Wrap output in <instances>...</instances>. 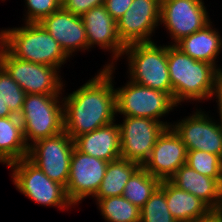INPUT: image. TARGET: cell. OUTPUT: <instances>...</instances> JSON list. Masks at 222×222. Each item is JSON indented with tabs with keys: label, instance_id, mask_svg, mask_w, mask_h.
I'll return each instance as SVG.
<instances>
[{
	"label": "cell",
	"instance_id": "obj_1",
	"mask_svg": "<svg viewBox=\"0 0 222 222\" xmlns=\"http://www.w3.org/2000/svg\"><path fill=\"white\" fill-rule=\"evenodd\" d=\"M116 67L106 66L97 70L95 76L71 93L65 92L64 85V131L73 140L116 121Z\"/></svg>",
	"mask_w": 222,
	"mask_h": 222
},
{
	"label": "cell",
	"instance_id": "obj_2",
	"mask_svg": "<svg viewBox=\"0 0 222 222\" xmlns=\"http://www.w3.org/2000/svg\"><path fill=\"white\" fill-rule=\"evenodd\" d=\"M167 60L172 98L175 104H197L211 101L212 91L221 72L212 64L196 61L175 45H167ZM180 105V106H179Z\"/></svg>",
	"mask_w": 222,
	"mask_h": 222
},
{
	"label": "cell",
	"instance_id": "obj_3",
	"mask_svg": "<svg viewBox=\"0 0 222 222\" xmlns=\"http://www.w3.org/2000/svg\"><path fill=\"white\" fill-rule=\"evenodd\" d=\"M2 45L16 58L58 68L70 57L39 23L23 22L19 27L0 29Z\"/></svg>",
	"mask_w": 222,
	"mask_h": 222
},
{
	"label": "cell",
	"instance_id": "obj_4",
	"mask_svg": "<svg viewBox=\"0 0 222 222\" xmlns=\"http://www.w3.org/2000/svg\"><path fill=\"white\" fill-rule=\"evenodd\" d=\"M159 41L126 45L122 58L127 61V79L139 85L168 93L172 85L168 70L167 44Z\"/></svg>",
	"mask_w": 222,
	"mask_h": 222
},
{
	"label": "cell",
	"instance_id": "obj_5",
	"mask_svg": "<svg viewBox=\"0 0 222 222\" xmlns=\"http://www.w3.org/2000/svg\"><path fill=\"white\" fill-rule=\"evenodd\" d=\"M63 94H26L19 119L28 147L64 131Z\"/></svg>",
	"mask_w": 222,
	"mask_h": 222
},
{
	"label": "cell",
	"instance_id": "obj_6",
	"mask_svg": "<svg viewBox=\"0 0 222 222\" xmlns=\"http://www.w3.org/2000/svg\"><path fill=\"white\" fill-rule=\"evenodd\" d=\"M7 167L11 169L10 176L16 190L35 204L57 207L62 212L75 210L67 197L65 187L51 180L28 158L20 159Z\"/></svg>",
	"mask_w": 222,
	"mask_h": 222
},
{
	"label": "cell",
	"instance_id": "obj_7",
	"mask_svg": "<svg viewBox=\"0 0 222 222\" xmlns=\"http://www.w3.org/2000/svg\"><path fill=\"white\" fill-rule=\"evenodd\" d=\"M120 87H116L117 116L143 117L171 126L169 120H164L170 112L176 111L178 106L173 98L165 92L154 90L127 80ZM176 107V108H175Z\"/></svg>",
	"mask_w": 222,
	"mask_h": 222
},
{
	"label": "cell",
	"instance_id": "obj_8",
	"mask_svg": "<svg viewBox=\"0 0 222 222\" xmlns=\"http://www.w3.org/2000/svg\"><path fill=\"white\" fill-rule=\"evenodd\" d=\"M0 65L26 94H63L66 81L58 68L20 60L3 45L0 48Z\"/></svg>",
	"mask_w": 222,
	"mask_h": 222
},
{
	"label": "cell",
	"instance_id": "obj_9",
	"mask_svg": "<svg viewBox=\"0 0 222 222\" xmlns=\"http://www.w3.org/2000/svg\"><path fill=\"white\" fill-rule=\"evenodd\" d=\"M204 0H161L160 24L175 45L182 38L203 29L212 19Z\"/></svg>",
	"mask_w": 222,
	"mask_h": 222
},
{
	"label": "cell",
	"instance_id": "obj_10",
	"mask_svg": "<svg viewBox=\"0 0 222 222\" xmlns=\"http://www.w3.org/2000/svg\"><path fill=\"white\" fill-rule=\"evenodd\" d=\"M202 107L171 123V128L185 144L187 151H206L222 158V127L215 117Z\"/></svg>",
	"mask_w": 222,
	"mask_h": 222
},
{
	"label": "cell",
	"instance_id": "obj_11",
	"mask_svg": "<svg viewBox=\"0 0 222 222\" xmlns=\"http://www.w3.org/2000/svg\"><path fill=\"white\" fill-rule=\"evenodd\" d=\"M74 140L62 131L29 146L27 158L51 180L67 186Z\"/></svg>",
	"mask_w": 222,
	"mask_h": 222
},
{
	"label": "cell",
	"instance_id": "obj_12",
	"mask_svg": "<svg viewBox=\"0 0 222 222\" xmlns=\"http://www.w3.org/2000/svg\"><path fill=\"white\" fill-rule=\"evenodd\" d=\"M117 122L120 129L121 158L141 167L151 156L158 137L167 128L164 123L143 117H121Z\"/></svg>",
	"mask_w": 222,
	"mask_h": 222
},
{
	"label": "cell",
	"instance_id": "obj_13",
	"mask_svg": "<svg viewBox=\"0 0 222 222\" xmlns=\"http://www.w3.org/2000/svg\"><path fill=\"white\" fill-rule=\"evenodd\" d=\"M109 162L79 151L76 147L70 161V172L65 188L69 201L78 207L85 199H92L105 176Z\"/></svg>",
	"mask_w": 222,
	"mask_h": 222
},
{
	"label": "cell",
	"instance_id": "obj_14",
	"mask_svg": "<svg viewBox=\"0 0 222 222\" xmlns=\"http://www.w3.org/2000/svg\"><path fill=\"white\" fill-rule=\"evenodd\" d=\"M160 11L161 0H133L129 9L117 21L121 41L125 45L154 42L155 33L160 26Z\"/></svg>",
	"mask_w": 222,
	"mask_h": 222
},
{
	"label": "cell",
	"instance_id": "obj_15",
	"mask_svg": "<svg viewBox=\"0 0 222 222\" xmlns=\"http://www.w3.org/2000/svg\"><path fill=\"white\" fill-rule=\"evenodd\" d=\"M82 20L86 29L88 52L99 47L108 52L110 59L100 69L106 66H113L122 58L126 45L118 36L117 22L108 13L104 5L93 7L87 11Z\"/></svg>",
	"mask_w": 222,
	"mask_h": 222
},
{
	"label": "cell",
	"instance_id": "obj_16",
	"mask_svg": "<svg viewBox=\"0 0 222 222\" xmlns=\"http://www.w3.org/2000/svg\"><path fill=\"white\" fill-rule=\"evenodd\" d=\"M187 162V149L171 127L158 137L143 167L160 181L169 180Z\"/></svg>",
	"mask_w": 222,
	"mask_h": 222
},
{
	"label": "cell",
	"instance_id": "obj_17",
	"mask_svg": "<svg viewBox=\"0 0 222 222\" xmlns=\"http://www.w3.org/2000/svg\"><path fill=\"white\" fill-rule=\"evenodd\" d=\"M39 24L60 44L71 60L79 53L78 51H87L88 54L86 29L82 17L61 7L42 19Z\"/></svg>",
	"mask_w": 222,
	"mask_h": 222
},
{
	"label": "cell",
	"instance_id": "obj_18",
	"mask_svg": "<svg viewBox=\"0 0 222 222\" xmlns=\"http://www.w3.org/2000/svg\"><path fill=\"white\" fill-rule=\"evenodd\" d=\"M169 181L204 201L213 211L222 210V179H213L182 165Z\"/></svg>",
	"mask_w": 222,
	"mask_h": 222
},
{
	"label": "cell",
	"instance_id": "obj_19",
	"mask_svg": "<svg viewBox=\"0 0 222 222\" xmlns=\"http://www.w3.org/2000/svg\"><path fill=\"white\" fill-rule=\"evenodd\" d=\"M213 22L214 20L203 29L182 38L175 46L192 59L210 63L221 72L222 66L218 64V59L222 55V31Z\"/></svg>",
	"mask_w": 222,
	"mask_h": 222
},
{
	"label": "cell",
	"instance_id": "obj_20",
	"mask_svg": "<svg viewBox=\"0 0 222 222\" xmlns=\"http://www.w3.org/2000/svg\"><path fill=\"white\" fill-rule=\"evenodd\" d=\"M75 147L90 156L111 162L121 157L118 122L98 128L74 140Z\"/></svg>",
	"mask_w": 222,
	"mask_h": 222
},
{
	"label": "cell",
	"instance_id": "obj_21",
	"mask_svg": "<svg viewBox=\"0 0 222 222\" xmlns=\"http://www.w3.org/2000/svg\"><path fill=\"white\" fill-rule=\"evenodd\" d=\"M165 197L169 211L177 222H194L213 211L200 198L179 189L169 180H165Z\"/></svg>",
	"mask_w": 222,
	"mask_h": 222
},
{
	"label": "cell",
	"instance_id": "obj_22",
	"mask_svg": "<svg viewBox=\"0 0 222 222\" xmlns=\"http://www.w3.org/2000/svg\"><path fill=\"white\" fill-rule=\"evenodd\" d=\"M28 152L19 116L0 118V163L8 166L27 158Z\"/></svg>",
	"mask_w": 222,
	"mask_h": 222
},
{
	"label": "cell",
	"instance_id": "obj_23",
	"mask_svg": "<svg viewBox=\"0 0 222 222\" xmlns=\"http://www.w3.org/2000/svg\"><path fill=\"white\" fill-rule=\"evenodd\" d=\"M140 167L139 164L121 157L109 162L101 185L93 198L122 196L127 181Z\"/></svg>",
	"mask_w": 222,
	"mask_h": 222
},
{
	"label": "cell",
	"instance_id": "obj_24",
	"mask_svg": "<svg viewBox=\"0 0 222 222\" xmlns=\"http://www.w3.org/2000/svg\"><path fill=\"white\" fill-rule=\"evenodd\" d=\"M105 222H140V209L123 196L92 198Z\"/></svg>",
	"mask_w": 222,
	"mask_h": 222
},
{
	"label": "cell",
	"instance_id": "obj_25",
	"mask_svg": "<svg viewBox=\"0 0 222 222\" xmlns=\"http://www.w3.org/2000/svg\"><path fill=\"white\" fill-rule=\"evenodd\" d=\"M161 181L152 176L144 167H140L127 181L123 197L141 209Z\"/></svg>",
	"mask_w": 222,
	"mask_h": 222
},
{
	"label": "cell",
	"instance_id": "obj_26",
	"mask_svg": "<svg viewBox=\"0 0 222 222\" xmlns=\"http://www.w3.org/2000/svg\"><path fill=\"white\" fill-rule=\"evenodd\" d=\"M140 222H177L167 206L165 181H161L160 186L140 209Z\"/></svg>",
	"mask_w": 222,
	"mask_h": 222
},
{
	"label": "cell",
	"instance_id": "obj_27",
	"mask_svg": "<svg viewBox=\"0 0 222 222\" xmlns=\"http://www.w3.org/2000/svg\"><path fill=\"white\" fill-rule=\"evenodd\" d=\"M187 165L213 179H222V158L206 151H187Z\"/></svg>",
	"mask_w": 222,
	"mask_h": 222
},
{
	"label": "cell",
	"instance_id": "obj_28",
	"mask_svg": "<svg viewBox=\"0 0 222 222\" xmlns=\"http://www.w3.org/2000/svg\"><path fill=\"white\" fill-rule=\"evenodd\" d=\"M26 93L0 65V97L13 115L19 116Z\"/></svg>",
	"mask_w": 222,
	"mask_h": 222
},
{
	"label": "cell",
	"instance_id": "obj_29",
	"mask_svg": "<svg viewBox=\"0 0 222 222\" xmlns=\"http://www.w3.org/2000/svg\"><path fill=\"white\" fill-rule=\"evenodd\" d=\"M22 22L39 23L42 19L59 10L61 0H24Z\"/></svg>",
	"mask_w": 222,
	"mask_h": 222
},
{
	"label": "cell",
	"instance_id": "obj_30",
	"mask_svg": "<svg viewBox=\"0 0 222 222\" xmlns=\"http://www.w3.org/2000/svg\"><path fill=\"white\" fill-rule=\"evenodd\" d=\"M105 0H61L62 8L76 16L82 17L93 7L101 6Z\"/></svg>",
	"mask_w": 222,
	"mask_h": 222
},
{
	"label": "cell",
	"instance_id": "obj_31",
	"mask_svg": "<svg viewBox=\"0 0 222 222\" xmlns=\"http://www.w3.org/2000/svg\"><path fill=\"white\" fill-rule=\"evenodd\" d=\"M132 2L133 0H105L103 5L117 22L129 9Z\"/></svg>",
	"mask_w": 222,
	"mask_h": 222
},
{
	"label": "cell",
	"instance_id": "obj_32",
	"mask_svg": "<svg viewBox=\"0 0 222 222\" xmlns=\"http://www.w3.org/2000/svg\"><path fill=\"white\" fill-rule=\"evenodd\" d=\"M213 98V101L216 102L217 107L216 112H217V118L216 121L218 122V124L222 127V79L220 78L216 84L215 87L212 91V95H211V100ZM216 99V100H215Z\"/></svg>",
	"mask_w": 222,
	"mask_h": 222
},
{
	"label": "cell",
	"instance_id": "obj_33",
	"mask_svg": "<svg viewBox=\"0 0 222 222\" xmlns=\"http://www.w3.org/2000/svg\"><path fill=\"white\" fill-rule=\"evenodd\" d=\"M194 222H222V210L212 211L206 217L198 219L197 221Z\"/></svg>",
	"mask_w": 222,
	"mask_h": 222
},
{
	"label": "cell",
	"instance_id": "obj_34",
	"mask_svg": "<svg viewBox=\"0 0 222 222\" xmlns=\"http://www.w3.org/2000/svg\"><path fill=\"white\" fill-rule=\"evenodd\" d=\"M14 116L0 97V118Z\"/></svg>",
	"mask_w": 222,
	"mask_h": 222
},
{
	"label": "cell",
	"instance_id": "obj_35",
	"mask_svg": "<svg viewBox=\"0 0 222 222\" xmlns=\"http://www.w3.org/2000/svg\"><path fill=\"white\" fill-rule=\"evenodd\" d=\"M1 46H2V40H1V37H0V48H1Z\"/></svg>",
	"mask_w": 222,
	"mask_h": 222
}]
</instances>
